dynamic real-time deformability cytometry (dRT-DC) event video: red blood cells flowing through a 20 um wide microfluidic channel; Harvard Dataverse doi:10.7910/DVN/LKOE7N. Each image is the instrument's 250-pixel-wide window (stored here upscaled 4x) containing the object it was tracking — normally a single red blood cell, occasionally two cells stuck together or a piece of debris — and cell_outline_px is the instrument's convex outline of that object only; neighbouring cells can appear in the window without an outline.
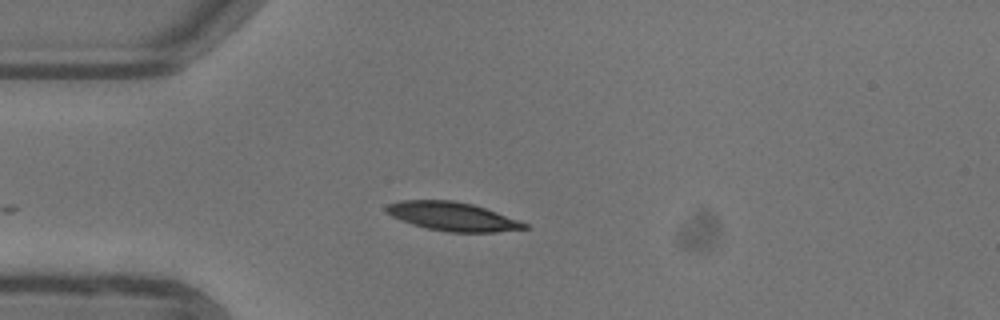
{"species": "common noctule bat (a hibernating species)", "species_latin": "Nyctalus noctula", "temperature_condition": "warm", "stored_images_in_passage": 22, "camera_frame_rate_fps": 3000, "um_per_image_px": 0.085, "animal": {"sex": "female"}, "frame": {"image": 1, "passage_image": 1, "time_ms": 0.0, "image_size_px": [1000, 320], "cell_outline_px": [[528, 228], [496, 232], [448, 232], [428, 228], [412, 224], [392, 216], [384, 212], [384, 208], [388, 204], [400, 200], [452, 200], [472, 204], [496, 212], [528, 224]], "centroid_in_image_um": [38.42, 18.39], "position_along_channel_um": 46.6, "area_um2": 22.89}}
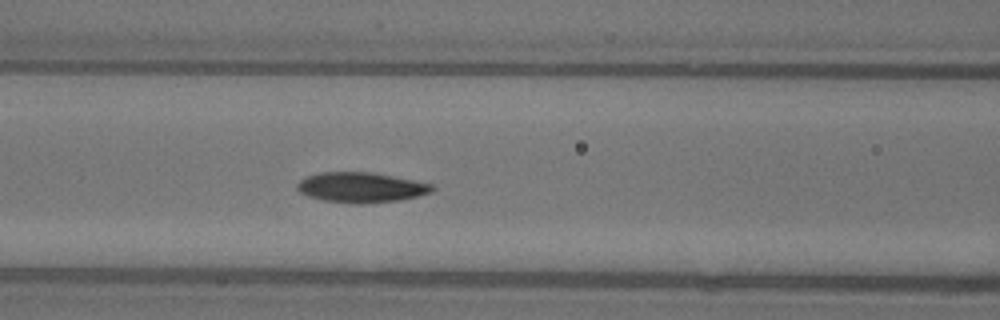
{"frame": {"image": 2, "passage_image": 9, "time_ms": 2.667, "image_size_px": [1000, 320], "cell_outline_px": [[436, 188], [432, 192], [400, 200], [360, 204], [352, 204], [324, 200], [308, 196], [300, 192], [296, 188], [296, 184], [300, 180], [308, 176], [320, 172], [372, 172], [432, 184]], "centroid_in_image_um": [30.67, 15.93], "position_along_channel_um": 135.9, "area_um2": 23.64}}
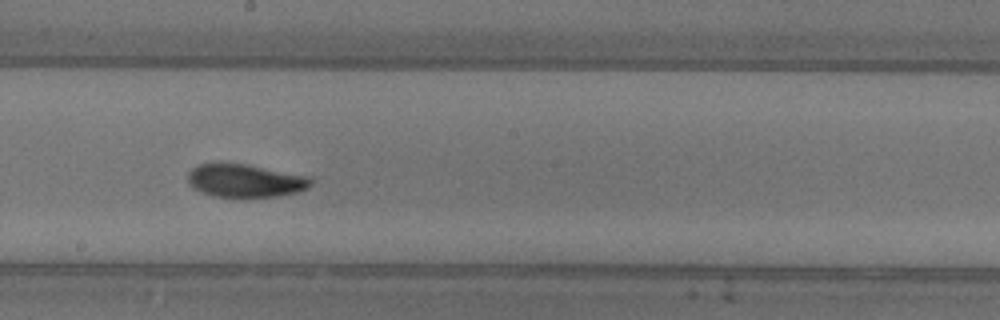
{"frame": {"image": 3, "passage_image": 16, "time_ms": 5.0, "image_size_px": [1000, 320], "cell_outline_px": [[312, 184], [308, 188], [296, 192], [276, 196], [248, 200], [236, 200], [212, 196], [192, 188], [188, 184], [188, 172], [192, 168], [200, 164], [244, 164], [308, 176], [312, 180]], "centroid_in_image_um": [20.81, 15.42], "position_along_channel_um": 227.4, "area_um2": 24.33}}